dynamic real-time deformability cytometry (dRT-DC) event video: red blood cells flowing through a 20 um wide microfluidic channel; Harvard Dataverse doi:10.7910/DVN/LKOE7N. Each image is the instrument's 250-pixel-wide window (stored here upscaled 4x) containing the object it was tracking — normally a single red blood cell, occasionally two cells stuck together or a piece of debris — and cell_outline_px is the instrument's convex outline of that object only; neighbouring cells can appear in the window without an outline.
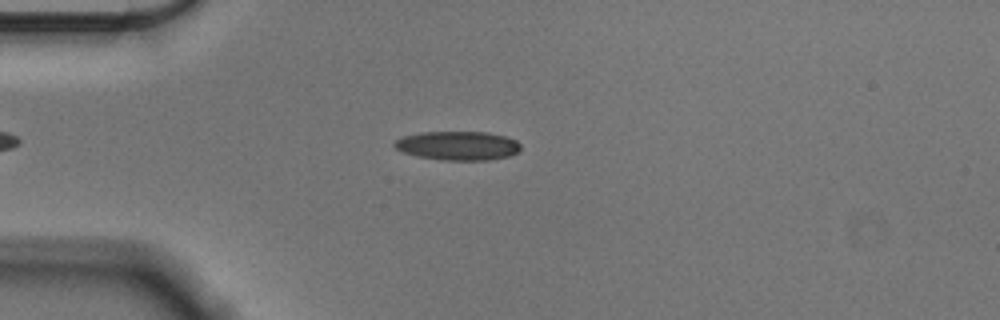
{"species": "Egyptian fruit bat (a non-hibernating species)", "species_latin": "Rousettus aegyptiacus", "temperature_condition": "cold", "stored_images_in_passage": 43, "camera_frame_rate_fps": 3000, "um_per_image_px": 0.085, "animal": {"sex": "male"}, "frame": {"image": 1, "passage_image": 6, "time_ms": 1.667, "image_size_px": [1000, 320], "cell_outline_px": [[520, 148], [516, 152], [508, 156], [488, 160], [444, 160], [416, 156], [404, 152], [396, 148], [392, 144], [396, 140], [404, 136], [420, 132], [488, 132], [504, 136], [516, 140], [520, 144]], "centroid_in_image_um": [38.9, 12.38], "position_along_channel_um": 46.1, "area_um2": 21.15}}
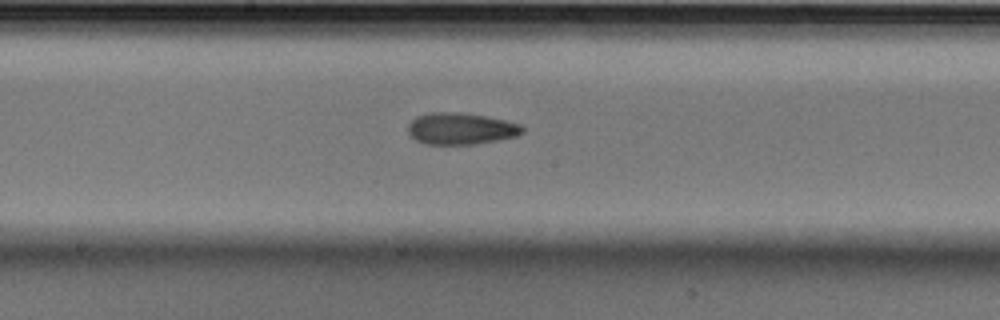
{"frame": {"image": 2, "passage_image": 21, "time_ms": 6.667, "image_size_px": [1000, 320], "cell_outline_px": [[524, 132], [516, 136], [500, 140], [472, 144], [424, 144], [408, 136], [408, 124], [416, 116], [432, 112], [460, 112], [484, 116], [504, 120], [520, 124], [524, 128]], "centroid_in_image_um": [39.14, 10.94], "position_along_channel_um": 209.1, "area_um2": 21.21}}
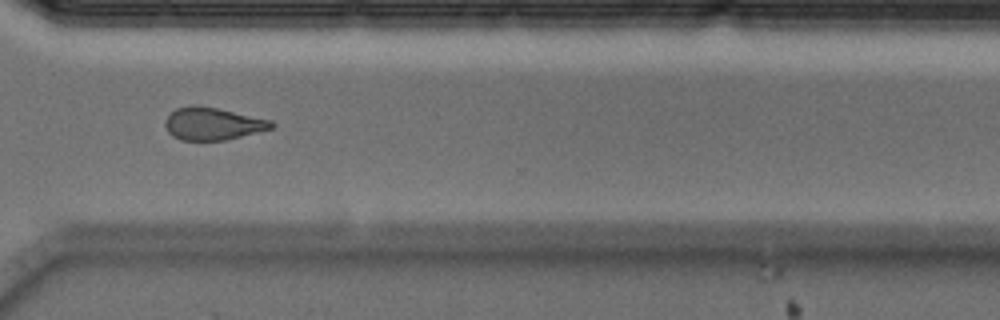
{"frame": {"image": 3, "passage_image": 33, "time_ms": 10.667, "image_size_px": [1000, 320], "cell_outline_px": [[276, 124], [272, 128], [224, 140], [180, 140], [172, 136], [168, 132], [164, 124], [164, 120], [176, 108], [192, 104], [216, 108], [272, 120]], "centroid_in_image_um": [18.04, 10.51], "position_along_channel_um": 352.6, "area_um2": 20.0}, "authors_computed_cell_mechanics": {"area_um2": 20.6924, "velocity_mm_per_s": 3.594, "shape_relaxation_time_tau1_ms": 10.5453, "shape_relaxation_time_tau2_ms": 7.1316, "deformation_change_tau1": 0.1877, "deformation_change_tau2": 0.1567}}